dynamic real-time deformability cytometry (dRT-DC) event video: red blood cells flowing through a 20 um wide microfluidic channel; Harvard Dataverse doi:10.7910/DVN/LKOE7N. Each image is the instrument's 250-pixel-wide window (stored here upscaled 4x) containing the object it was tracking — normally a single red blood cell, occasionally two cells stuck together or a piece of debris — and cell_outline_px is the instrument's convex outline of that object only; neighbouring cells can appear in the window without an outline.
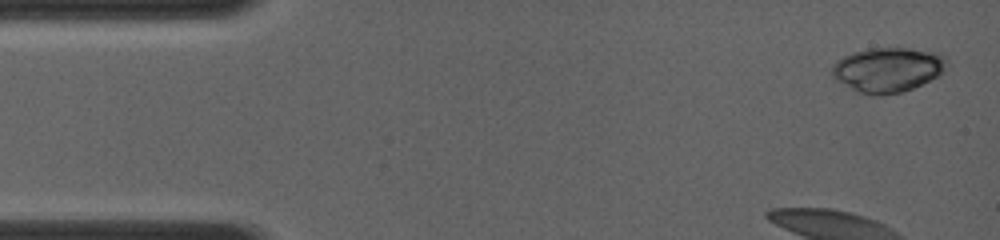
{"species": "common noctule bat (a hibernating species)", "species_latin": "Nyctalus noctula", "temperature_condition": "room temperature", "stored_images_in_passage": 6, "camera_frame_rate_fps": 4000, "um_per_image_px": 0.085, "animal": {"sex": "female", "body_mass_g": 19.0, "forearm_length_mm": 56.7}, "frame": {"image": 1, "passage_image": 1, "time_ms": 0.0, "image_size_px": [1000, 240], "cell_outline_px": [[948, 64], [940, 76], [912, 88], [900, 92], [880, 96], [876, 96], [856, 92], [836, 80], [832, 76], [832, 64], [836, 60], [852, 52], [868, 48], [908, 48], [940, 52], [948, 60]], "centroid_in_image_um": [75.47, 5.92], "position_along_channel_um": 9.5, "area_um2": 30.35}}